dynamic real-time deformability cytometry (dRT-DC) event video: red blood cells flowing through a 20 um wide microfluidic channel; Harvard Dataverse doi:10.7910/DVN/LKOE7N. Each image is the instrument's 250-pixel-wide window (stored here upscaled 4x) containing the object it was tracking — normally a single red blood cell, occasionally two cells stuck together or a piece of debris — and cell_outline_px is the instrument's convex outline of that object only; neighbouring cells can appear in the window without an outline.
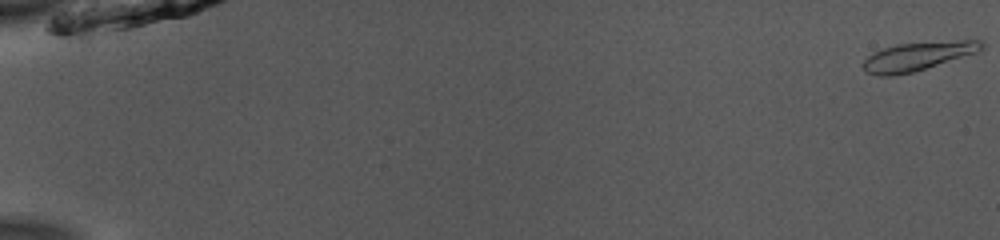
{"species": "common noctule bat (a hibernating species)", "species_latin": "Nyctalus noctula", "temperature_condition": "room temperature", "stored_images_in_passage": 53, "camera_frame_rate_fps": 3000, "um_per_image_px": 0.085, "animal": {"sex": "male", "body_mass_g": 13.0, "forearm_length_mm": 53.1}, "frame": {"image": 1, "passage_image": 1, "time_ms": 0.0, "image_size_px": [1000, 240], "cell_outline_px": [[984, 48], [980, 52], [912, 72], [892, 76], [880, 76], [864, 72], [860, 64], [868, 56], [884, 48], [896, 44], [960, 40], [984, 40]], "centroid_in_image_um": [78.02, 4.78], "position_along_channel_um": 7.0, "area_um2": 19.88}}
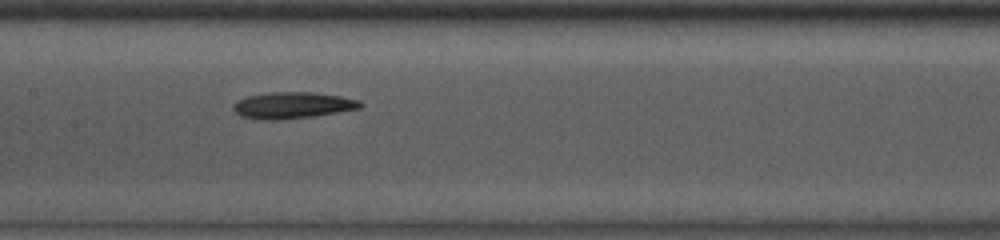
{"frame": {"image": 2, "passage_image": 28, "time_ms": 9.0, "image_size_px": [1000, 240], "cell_outline_px": [[364, 104], [360, 108], [312, 116], [280, 120], [256, 120], [240, 116], [232, 108], [232, 104], [236, 100], [248, 96], [272, 92], [312, 92], [340, 96], [360, 100]], "centroid_in_image_um": [24.82, 8.95], "position_along_channel_um": 182.6, "area_um2": 19.65}}
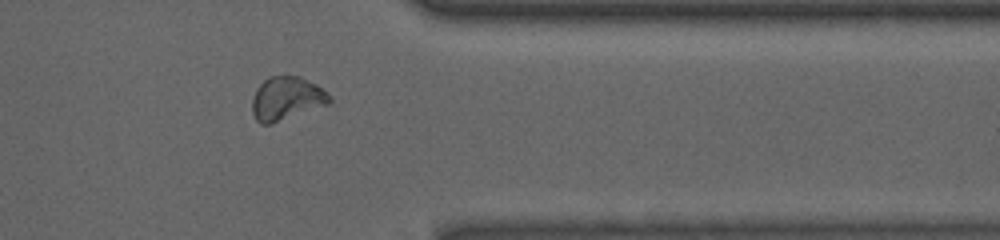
{"frame": {"image": 3, "passage_image": 44, "time_ms": 14.333, "image_size_px": [1000, 240], "cell_outline_px": [[332, 100], [328, 104], [272, 124], [260, 124], [256, 120], [252, 112], [252, 100], [256, 88], [268, 76], [300, 76], [316, 84]], "centroid_in_image_um": [24.31, 8.38], "position_along_channel_um": 387.1, "area_um2": 19.42}, "authors_computed_cell_mechanics": {"area_um2": 19.3052, "velocity_mm_per_s": 3.9448, "shape_relaxation_time_tau1_ms": 4.0744, "shape_relaxation_time_tau2_ms": 8.0374, "deformation_change_tau1": 0.1199, "deformation_change_tau2": 0.1775}}